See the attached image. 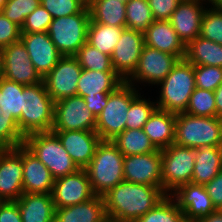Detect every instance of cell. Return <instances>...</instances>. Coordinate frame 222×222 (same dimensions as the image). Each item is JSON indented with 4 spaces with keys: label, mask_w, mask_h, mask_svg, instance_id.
Returning <instances> with one entry per match:
<instances>
[{
    "label": "cell",
    "mask_w": 222,
    "mask_h": 222,
    "mask_svg": "<svg viewBox=\"0 0 222 222\" xmlns=\"http://www.w3.org/2000/svg\"><path fill=\"white\" fill-rule=\"evenodd\" d=\"M145 45L159 51L185 58L186 46L171 26L169 20H154L144 32Z\"/></svg>",
    "instance_id": "23"
},
{
    "label": "cell",
    "mask_w": 222,
    "mask_h": 222,
    "mask_svg": "<svg viewBox=\"0 0 222 222\" xmlns=\"http://www.w3.org/2000/svg\"><path fill=\"white\" fill-rule=\"evenodd\" d=\"M124 28L126 27H114L97 22H89L87 43L102 53L111 56Z\"/></svg>",
    "instance_id": "33"
},
{
    "label": "cell",
    "mask_w": 222,
    "mask_h": 222,
    "mask_svg": "<svg viewBox=\"0 0 222 222\" xmlns=\"http://www.w3.org/2000/svg\"><path fill=\"white\" fill-rule=\"evenodd\" d=\"M125 9L126 28L144 33L154 22L148 0H130Z\"/></svg>",
    "instance_id": "34"
},
{
    "label": "cell",
    "mask_w": 222,
    "mask_h": 222,
    "mask_svg": "<svg viewBox=\"0 0 222 222\" xmlns=\"http://www.w3.org/2000/svg\"><path fill=\"white\" fill-rule=\"evenodd\" d=\"M15 202L22 222H55L52 194L23 193Z\"/></svg>",
    "instance_id": "26"
},
{
    "label": "cell",
    "mask_w": 222,
    "mask_h": 222,
    "mask_svg": "<svg viewBox=\"0 0 222 222\" xmlns=\"http://www.w3.org/2000/svg\"><path fill=\"white\" fill-rule=\"evenodd\" d=\"M185 113L197 117H216L214 91L196 87L190 96Z\"/></svg>",
    "instance_id": "37"
},
{
    "label": "cell",
    "mask_w": 222,
    "mask_h": 222,
    "mask_svg": "<svg viewBox=\"0 0 222 222\" xmlns=\"http://www.w3.org/2000/svg\"><path fill=\"white\" fill-rule=\"evenodd\" d=\"M138 90L127 82L109 93L107 105L96 117V133L101 140H112L126 129V116L131 102L138 96Z\"/></svg>",
    "instance_id": "7"
},
{
    "label": "cell",
    "mask_w": 222,
    "mask_h": 222,
    "mask_svg": "<svg viewBox=\"0 0 222 222\" xmlns=\"http://www.w3.org/2000/svg\"><path fill=\"white\" fill-rule=\"evenodd\" d=\"M111 92H98L93 96H83L86 107L97 117L107 105V97Z\"/></svg>",
    "instance_id": "49"
},
{
    "label": "cell",
    "mask_w": 222,
    "mask_h": 222,
    "mask_svg": "<svg viewBox=\"0 0 222 222\" xmlns=\"http://www.w3.org/2000/svg\"><path fill=\"white\" fill-rule=\"evenodd\" d=\"M26 85L7 80L8 112L18 120L22 112L23 89Z\"/></svg>",
    "instance_id": "44"
},
{
    "label": "cell",
    "mask_w": 222,
    "mask_h": 222,
    "mask_svg": "<svg viewBox=\"0 0 222 222\" xmlns=\"http://www.w3.org/2000/svg\"><path fill=\"white\" fill-rule=\"evenodd\" d=\"M25 137L18 128V120L8 112L7 79L0 80V146L16 148L24 144Z\"/></svg>",
    "instance_id": "28"
},
{
    "label": "cell",
    "mask_w": 222,
    "mask_h": 222,
    "mask_svg": "<svg viewBox=\"0 0 222 222\" xmlns=\"http://www.w3.org/2000/svg\"><path fill=\"white\" fill-rule=\"evenodd\" d=\"M52 20V15L40 4L26 17L21 33L47 32Z\"/></svg>",
    "instance_id": "43"
},
{
    "label": "cell",
    "mask_w": 222,
    "mask_h": 222,
    "mask_svg": "<svg viewBox=\"0 0 222 222\" xmlns=\"http://www.w3.org/2000/svg\"><path fill=\"white\" fill-rule=\"evenodd\" d=\"M212 4L213 8L222 10V0H207Z\"/></svg>",
    "instance_id": "52"
},
{
    "label": "cell",
    "mask_w": 222,
    "mask_h": 222,
    "mask_svg": "<svg viewBox=\"0 0 222 222\" xmlns=\"http://www.w3.org/2000/svg\"><path fill=\"white\" fill-rule=\"evenodd\" d=\"M183 220V211L170 195H166L161 202L135 222H182Z\"/></svg>",
    "instance_id": "35"
},
{
    "label": "cell",
    "mask_w": 222,
    "mask_h": 222,
    "mask_svg": "<svg viewBox=\"0 0 222 222\" xmlns=\"http://www.w3.org/2000/svg\"><path fill=\"white\" fill-rule=\"evenodd\" d=\"M200 37L222 45V10L211 8L204 11Z\"/></svg>",
    "instance_id": "39"
},
{
    "label": "cell",
    "mask_w": 222,
    "mask_h": 222,
    "mask_svg": "<svg viewBox=\"0 0 222 222\" xmlns=\"http://www.w3.org/2000/svg\"><path fill=\"white\" fill-rule=\"evenodd\" d=\"M197 88L215 91L222 83V67L194 65Z\"/></svg>",
    "instance_id": "41"
},
{
    "label": "cell",
    "mask_w": 222,
    "mask_h": 222,
    "mask_svg": "<svg viewBox=\"0 0 222 222\" xmlns=\"http://www.w3.org/2000/svg\"><path fill=\"white\" fill-rule=\"evenodd\" d=\"M203 1L182 0L169 19L171 26L180 40L187 46L200 35L201 21L204 11Z\"/></svg>",
    "instance_id": "21"
},
{
    "label": "cell",
    "mask_w": 222,
    "mask_h": 222,
    "mask_svg": "<svg viewBox=\"0 0 222 222\" xmlns=\"http://www.w3.org/2000/svg\"><path fill=\"white\" fill-rule=\"evenodd\" d=\"M20 40L28 51L35 70L42 78L62 57L47 32L21 33Z\"/></svg>",
    "instance_id": "19"
},
{
    "label": "cell",
    "mask_w": 222,
    "mask_h": 222,
    "mask_svg": "<svg viewBox=\"0 0 222 222\" xmlns=\"http://www.w3.org/2000/svg\"><path fill=\"white\" fill-rule=\"evenodd\" d=\"M222 141V118L197 117L185 112L176 114L174 144L200 148L220 147Z\"/></svg>",
    "instance_id": "5"
},
{
    "label": "cell",
    "mask_w": 222,
    "mask_h": 222,
    "mask_svg": "<svg viewBox=\"0 0 222 222\" xmlns=\"http://www.w3.org/2000/svg\"><path fill=\"white\" fill-rule=\"evenodd\" d=\"M145 46L144 33L124 28L111 54L114 71L126 82L135 72Z\"/></svg>",
    "instance_id": "12"
},
{
    "label": "cell",
    "mask_w": 222,
    "mask_h": 222,
    "mask_svg": "<svg viewBox=\"0 0 222 222\" xmlns=\"http://www.w3.org/2000/svg\"><path fill=\"white\" fill-rule=\"evenodd\" d=\"M178 60L175 55L145 45L135 72L126 82L130 85H134V81L159 85Z\"/></svg>",
    "instance_id": "13"
},
{
    "label": "cell",
    "mask_w": 222,
    "mask_h": 222,
    "mask_svg": "<svg viewBox=\"0 0 222 222\" xmlns=\"http://www.w3.org/2000/svg\"><path fill=\"white\" fill-rule=\"evenodd\" d=\"M119 1H121V2H123V3H127V2H129L130 0H119Z\"/></svg>",
    "instance_id": "55"
},
{
    "label": "cell",
    "mask_w": 222,
    "mask_h": 222,
    "mask_svg": "<svg viewBox=\"0 0 222 222\" xmlns=\"http://www.w3.org/2000/svg\"><path fill=\"white\" fill-rule=\"evenodd\" d=\"M170 196L183 211L185 220L197 221L216 211L205 185L189 182L178 187Z\"/></svg>",
    "instance_id": "18"
},
{
    "label": "cell",
    "mask_w": 222,
    "mask_h": 222,
    "mask_svg": "<svg viewBox=\"0 0 222 222\" xmlns=\"http://www.w3.org/2000/svg\"><path fill=\"white\" fill-rule=\"evenodd\" d=\"M85 170L93 193L104 196L124 181V155L111 140H101Z\"/></svg>",
    "instance_id": "2"
},
{
    "label": "cell",
    "mask_w": 222,
    "mask_h": 222,
    "mask_svg": "<svg viewBox=\"0 0 222 222\" xmlns=\"http://www.w3.org/2000/svg\"><path fill=\"white\" fill-rule=\"evenodd\" d=\"M40 4L53 18L77 14L88 5L85 0H40Z\"/></svg>",
    "instance_id": "42"
},
{
    "label": "cell",
    "mask_w": 222,
    "mask_h": 222,
    "mask_svg": "<svg viewBox=\"0 0 222 222\" xmlns=\"http://www.w3.org/2000/svg\"><path fill=\"white\" fill-rule=\"evenodd\" d=\"M196 155L197 149L176 144L161 150L162 190L167 195L192 181Z\"/></svg>",
    "instance_id": "9"
},
{
    "label": "cell",
    "mask_w": 222,
    "mask_h": 222,
    "mask_svg": "<svg viewBox=\"0 0 222 222\" xmlns=\"http://www.w3.org/2000/svg\"><path fill=\"white\" fill-rule=\"evenodd\" d=\"M208 195L216 208V210L222 207V170L205 185Z\"/></svg>",
    "instance_id": "47"
},
{
    "label": "cell",
    "mask_w": 222,
    "mask_h": 222,
    "mask_svg": "<svg viewBox=\"0 0 222 222\" xmlns=\"http://www.w3.org/2000/svg\"><path fill=\"white\" fill-rule=\"evenodd\" d=\"M159 84L162 87L156 102L157 108L176 114L185 112L190 96L196 88L194 65L185 58L178 60Z\"/></svg>",
    "instance_id": "4"
},
{
    "label": "cell",
    "mask_w": 222,
    "mask_h": 222,
    "mask_svg": "<svg viewBox=\"0 0 222 222\" xmlns=\"http://www.w3.org/2000/svg\"><path fill=\"white\" fill-rule=\"evenodd\" d=\"M124 82L116 72L82 69L77 82V95L83 97L98 92H113Z\"/></svg>",
    "instance_id": "27"
},
{
    "label": "cell",
    "mask_w": 222,
    "mask_h": 222,
    "mask_svg": "<svg viewBox=\"0 0 222 222\" xmlns=\"http://www.w3.org/2000/svg\"><path fill=\"white\" fill-rule=\"evenodd\" d=\"M105 222H116V221H112V220L107 219Z\"/></svg>",
    "instance_id": "57"
},
{
    "label": "cell",
    "mask_w": 222,
    "mask_h": 222,
    "mask_svg": "<svg viewBox=\"0 0 222 222\" xmlns=\"http://www.w3.org/2000/svg\"><path fill=\"white\" fill-rule=\"evenodd\" d=\"M196 222H222V212L220 210H216L215 212L197 220Z\"/></svg>",
    "instance_id": "51"
},
{
    "label": "cell",
    "mask_w": 222,
    "mask_h": 222,
    "mask_svg": "<svg viewBox=\"0 0 222 222\" xmlns=\"http://www.w3.org/2000/svg\"><path fill=\"white\" fill-rule=\"evenodd\" d=\"M94 196L85 169H78L74 173L58 178L53 185L52 198L55 209L77 205Z\"/></svg>",
    "instance_id": "16"
},
{
    "label": "cell",
    "mask_w": 222,
    "mask_h": 222,
    "mask_svg": "<svg viewBox=\"0 0 222 222\" xmlns=\"http://www.w3.org/2000/svg\"><path fill=\"white\" fill-rule=\"evenodd\" d=\"M166 195L160 187L122 181L103 196L105 212L109 220L135 222Z\"/></svg>",
    "instance_id": "1"
},
{
    "label": "cell",
    "mask_w": 222,
    "mask_h": 222,
    "mask_svg": "<svg viewBox=\"0 0 222 222\" xmlns=\"http://www.w3.org/2000/svg\"><path fill=\"white\" fill-rule=\"evenodd\" d=\"M4 78L3 76V54L2 49H0V80Z\"/></svg>",
    "instance_id": "53"
},
{
    "label": "cell",
    "mask_w": 222,
    "mask_h": 222,
    "mask_svg": "<svg viewBox=\"0 0 222 222\" xmlns=\"http://www.w3.org/2000/svg\"><path fill=\"white\" fill-rule=\"evenodd\" d=\"M90 22L126 27V4L119 0H91L88 2Z\"/></svg>",
    "instance_id": "30"
},
{
    "label": "cell",
    "mask_w": 222,
    "mask_h": 222,
    "mask_svg": "<svg viewBox=\"0 0 222 222\" xmlns=\"http://www.w3.org/2000/svg\"><path fill=\"white\" fill-rule=\"evenodd\" d=\"M176 113L156 108L144 124L143 131L153 145L162 150L174 144Z\"/></svg>",
    "instance_id": "24"
},
{
    "label": "cell",
    "mask_w": 222,
    "mask_h": 222,
    "mask_svg": "<svg viewBox=\"0 0 222 222\" xmlns=\"http://www.w3.org/2000/svg\"><path fill=\"white\" fill-rule=\"evenodd\" d=\"M182 222H196V221H192V220H183Z\"/></svg>",
    "instance_id": "56"
},
{
    "label": "cell",
    "mask_w": 222,
    "mask_h": 222,
    "mask_svg": "<svg viewBox=\"0 0 222 222\" xmlns=\"http://www.w3.org/2000/svg\"><path fill=\"white\" fill-rule=\"evenodd\" d=\"M23 193L52 194L55 179L49 169L22 144Z\"/></svg>",
    "instance_id": "22"
},
{
    "label": "cell",
    "mask_w": 222,
    "mask_h": 222,
    "mask_svg": "<svg viewBox=\"0 0 222 222\" xmlns=\"http://www.w3.org/2000/svg\"><path fill=\"white\" fill-rule=\"evenodd\" d=\"M0 222H22L21 213L15 201L0 203Z\"/></svg>",
    "instance_id": "48"
},
{
    "label": "cell",
    "mask_w": 222,
    "mask_h": 222,
    "mask_svg": "<svg viewBox=\"0 0 222 222\" xmlns=\"http://www.w3.org/2000/svg\"><path fill=\"white\" fill-rule=\"evenodd\" d=\"M79 169L91 162L101 138L96 131H53Z\"/></svg>",
    "instance_id": "20"
},
{
    "label": "cell",
    "mask_w": 222,
    "mask_h": 222,
    "mask_svg": "<svg viewBox=\"0 0 222 222\" xmlns=\"http://www.w3.org/2000/svg\"><path fill=\"white\" fill-rule=\"evenodd\" d=\"M89 22L87 5L77 14L53 18L47 33L62 56H74L87 42Z\"/></svg>",
    "instance_id": "8"
},
{
    "label": "cell",
    "mask_w": 222,
    "mask_h": 222,
    "mask_svg": "<svg viewBox=\"0 0 222 222\" xmlns=\"http://www.w3.org/2000/svg\"><path fill=\"white\" fill-rule=\"evenodd\" d=\"M82 67L74 56H62L43 77L47 92L54 102L77 95V82Z\"/></svg>",
    "instance_id": "11"
},
{
    "label": "cell",
    "mask_w": 222,
    "mask_h": 222,
    "mask_svg": "<svg viewBox=\"0 0 222 222\" xmlns=\"http://www.w3.org/2000/svg\"><path fill=\"white\" fill-rule=\"evenodd\" d=\"M124 181L162 189L161 150L124 156Z\"/></svg>",
    "instance_id": "17"
},
{
    "label": "cell",
    "mask_w": 222,
    "mask_h": 222,
    "mask_svg": "<svg viewBox=\"0 0 222 222\" xmlns=\"http://www.w3.org/2000/svg\"><path fill=\"white\" fill-rule=\"evenodd\" d=\"M23 194L22 145L0 151V200L17 201Z\"/></svg>",
    "instance_id": "14"
},
{
    "label": "cell",
    "mask_w": 222,
    "mask_h": 222,
    "mask_svg": "<svg viewBox=\"0 0 222 222\" xmlns=\"http://www.w3.org/2000/svg\"><path fill=\"white\" fill-rule=\"evenodd\" d=\"M8 0H0V10L2 9V7L5 5V3L7 2Z\"/></svg>",
    "instance_id": "54"
},
{
    "label": "cell",
    "mask_w": 222,
    "mask_h": 222,
    "mask_svg": "<svg viewBox=\"0 0 222 222\" xmlns=\"http://www.w3.org/2000/svg\"><path fill=\"white\" fill-rule=\"evenodd\" d=\"M2 54L5 79L23 85H35L43 81V78L35 70L21 40L3 48Z\"/></svg>",
    "instance_id": "15"
},
{
    "label": "cell",
    "mask_w": 222,
    "mask_h": 222,
    "mask_svg": "<svg viewBox=\"0 0 222 222\" xmlns=\"http://www.w3.org/2000/svg\"><path fill=\"white\" fill-rule=\"evenodd\" d=\"M22 94V112L18 119L21 134L26 137L33 133L50 132L54 123L55 102L44 82L26 85Z\"/></svg>",
    "instance_id": "3"
},
{
    "label": "cell",
    "mask_w": 222,
    "mask_h": 222,
    "mask_svg": "<svg viewBox=\"0 0 222 222\" xmlns=\"http://www.w3.org/2000/svg\"><path fill=\"white\" fill-rule=\"evenodd\" d=\"M21 38V27L11 22L0 11V49L11 43L19 41Z\"/></svg>",
    "instance_id": "45"
},
{
    "label": "cell",
    "mask_w": 222,
    "mask_h": 222,
    "mask_svg": "<svg viewBox=\"0 0 222 222\" xmlns=\"http://www.w3.org/2000/svg\"><path fill=\"white\" fill-rule=\"evenodd\" d=\"M182 0H148L154 20H169Z\"/></svg>",
    "instance_id": "46"
},
{
    "label": "cell",
    "mask_w": 222,
    "mask_h": 222,
    "mask_svg": "<svg viewBox=\"0 0 222 222\" xmlns=\"http://www.w3.org/2000/svg\"><path fill=\"white\" fill-rule=\"evenodd\" d=\"M124 156L158 151L143 129H125L111 140Z\"/></svg>",
    "instance_id": "32"
},
{
    "label": "cell",
    "mask_w": 222,
    "mask_h": 222,
    "mask_svg": "<svg viewBox=\"0 0 222 222\" xmlns=\"http://www.w3.org/2000/svg\"><path fill=\"white\" fill-rule=\"evenodd\" d=\"M222 170L220 147L205 146L197 148L192 183L206 185Z\"/></svg>",
    "instance_id": "29"
},
{
    "label": "cell",
    "mask_w": 222,
    "mask_h": 222,
    "mask_svg": "<svg viewBox=\"0 0 222 222\" xmlns=\"http://www.w3.org/2000/svg\"><path fill=\"white\" fill-rule=\"evenodd\" d=\"M216 117L222 118V83L214 91Z\"/></svg>",
    "instance_id": "50"
},
{
    "label": "cell",
    "mask_w": 222,
    "mask_h": 222,
    "mask_svg": "<svg viewBox=\"0 0 222 222\" xmlns=\"http://www.w3.org/2000/svg\"><path fill=\"white\" fill-rule=\"evenodd\" d=\"M24 145L49 169L55 180L79 169L53 131L30 134L25 137Z\"/></svg>",
    "instance_id": "6"
},
{
    "label": "cell",
    "mask_w": 222,
    "mask_h": 222,
    "mask_svg": "<svg viewBox=\"0 0 222 222\" xmlns=\"http://www.w3.org/2000/svg\"><path fill=\"white\" fill-rule=\"evenodd\" d=\"M40 5V0H8L0 10L6 18L22 27L26 17Z\"/></svg>",
    "instance_id": "40"
},
{
    "label": "cell",
    "mask_w": 222,
    "mask_h": 222,
    "mask_svg": "<svg viewBox=\"0 0 222 222\" xmlns=\"http://www.w3.org/2000/svg\"><path fill=\"white\" fill-rule=\"evenodd\" d=\"M96 116L86 107L81 96H71L54 104V123L51 131H95Z\"/></svg>",
    "instance_id": "10"
},
{
    "label": "cell",
    "mask_w": 222,
    "mask_h": 222,
    "mask_svg": "<svg viewBox=\"0 0 222 222\" xmlns=\"http://www.w3.org/2000/svg\"><path fill=\"white\" fill-rule=\"evenodd\" d=\"M140 94L131 102L126 118V129H143L150 115L157 108L156 102L142 98Z\"/></svg>",
    "instance_id": "38"
},
{
    "label": "cell",
    "mask_w": 222,
    "mask_h": 222,
    "mask_svg": "<svg viewBox=\"0 0 222 222\" xmlns=\"http://www.w3.org/2000/svg\"><path fill=\"white\" fill-rule=\"evenodd\" d=\"M74 57L82 69L115 72L111 62V56L102 53L87 42L77 51Z\"/></svg>",
    "instance_id": "36"
},
{
    "label": "cell",
    "mask_w": 222,
    "mask_h": 222,
    "mask_svg": "<svg viewBox=\"0 0 222 222\" xmlns=\"http://www.w3.org/2000/svg\"><path fill=\"white\" fill-rule=\"evenodd\" d=\"M185 59L193 65L222 67V45L198 36L186 46Z\"/></svg>",
    "instance_id": "31"
},
{
    "label": "cell",
    "mask_w": 222,
    "mask_h": 222,
    "mask_svg": "<svg viewBox=\"0 0 222 222\" xmlns=\"http://www.w3.org/2000/svg\"><path fill=\"white\" fill-rule=\"evenodd\" d=\"M107 219L104 198L98 195L77 205L55 209V222H105Z\"/></svg>",
    "instance_id": "25"
}]
</instances>
